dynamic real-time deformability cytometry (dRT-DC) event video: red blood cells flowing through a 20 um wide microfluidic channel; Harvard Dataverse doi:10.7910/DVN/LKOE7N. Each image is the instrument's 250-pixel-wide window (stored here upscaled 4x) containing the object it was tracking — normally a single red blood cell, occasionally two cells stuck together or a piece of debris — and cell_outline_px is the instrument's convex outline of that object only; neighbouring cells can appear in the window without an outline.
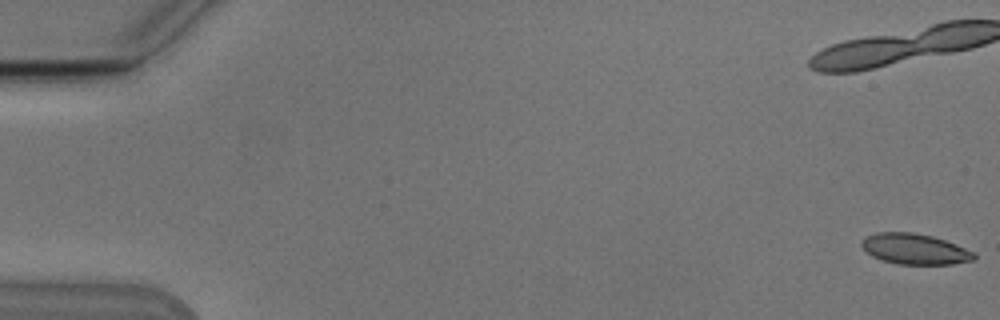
{"species": "Egyptian fruit bat (a non-hibernating species)", "species_latin": "Rousettus aegyptiacus", "temperature_condition": "cold", "stored_images_in_passage": 12, "camera_frame_rate_fps": 3000, "um_per_image_px": 0.085, "animal": {"sex": "male"}, "frame": {"image": 1, "passage_image": 1, "time_ms": 0.0, "image_size_px": [1000, 320], "cell_outline_px": [[976, 260], [952, 264], [896, 264], [872, 256], [860, 244], [860, 240], [864, 236], [876, 232], [912, 232], [932, 236], [956, 244], [976, 252]], "centroid_in_image_um": [77.77, 21.16], "position_along_channel_um": 7.2, "area_um2": 20.23}}